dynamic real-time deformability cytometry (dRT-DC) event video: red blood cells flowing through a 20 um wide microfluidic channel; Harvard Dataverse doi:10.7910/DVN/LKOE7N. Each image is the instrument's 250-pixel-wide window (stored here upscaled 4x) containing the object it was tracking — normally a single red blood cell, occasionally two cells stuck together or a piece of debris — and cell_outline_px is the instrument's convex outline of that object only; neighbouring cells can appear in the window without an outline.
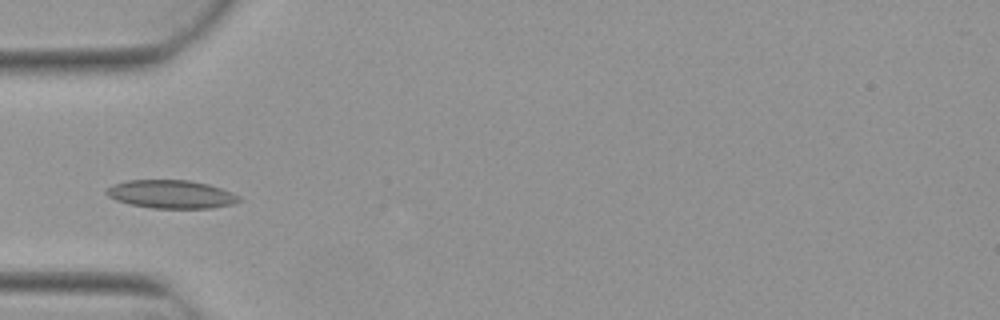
{"species": "Egyptian fruit bat (a non-hibernating species)", "species_latin": "Rousettus aegyptiacus", "temperature_condition": "warm", "stored_images_in_passage": 6, "camera_frame_rate_fps": 3000, "um_per_image_px": 0.085, "animal": {"sex": "female"}, "frame": {"image": 1, "passage_image": 4, "time_ms": 1.0, "image_size_px": [1000, 320], "cell_outline_px": [[240, 200], [232, 204], [212, 208], [152, 208], [128, 204], [116, 200], [108, 196], [104, 192], [112, 184], [128, 180], [188, 180], [208, 184], [232, 192], [240, 196]], "centroid_in_image_um": [14.52, 16.51], "position_along_channel_um": 70.5, "area_um2": 21.85}}
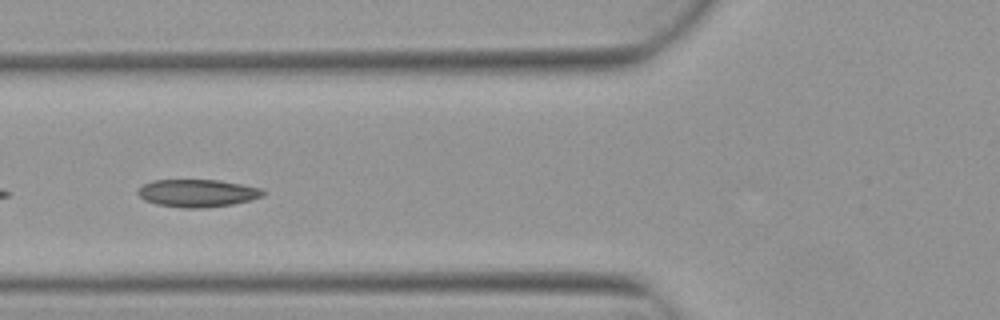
{"frame": {"image": 2, "passage_image": 5, "time_ms": 1.333, "image_size_px": [1000, 320], "cell_outline_px": [[268, 192], [264, 196], [232, 204], [200, 208], [184, 208], [156, 204], [144, 200], [136, 192], [144, 184], [152, 180], [220, 180], [260, 188]], "centroid_in_image_um": [16.78, 16.41], "position_along_channel_um": 109.0, "area_um2": 20.06}}
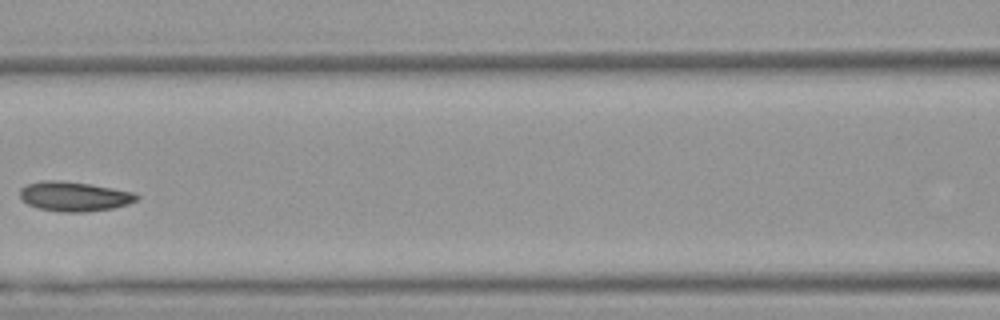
{"frame": {"image": 3, "passage_image": 6, "time_ms": 1.667, "image_size_px": [1000, 320], "cell_outline_px": [[140, 196], [136, 200], [128, 204], [112, 208], [88, 212], [64, 212], [40, 208], [28, 204], [20, 196], [20, 188], [28, 184], [44, 180], [60, 180], [92, 184], [132, 192]], "centroid_in_image_um": [6.32, 16.69], "position_along_channel_um": 160.3, "area_um2": 20.0}}